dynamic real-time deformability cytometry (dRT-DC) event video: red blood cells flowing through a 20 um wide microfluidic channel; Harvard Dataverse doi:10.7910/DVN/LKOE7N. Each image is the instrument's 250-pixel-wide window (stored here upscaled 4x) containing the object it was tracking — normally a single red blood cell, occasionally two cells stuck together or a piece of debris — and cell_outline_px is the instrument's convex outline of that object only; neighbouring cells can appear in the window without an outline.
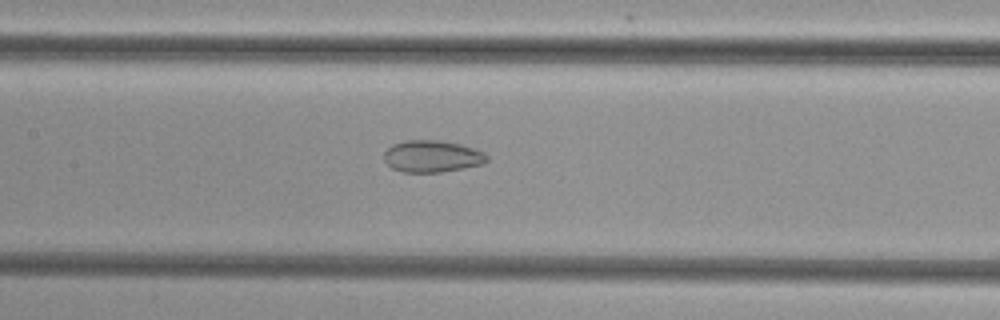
{"species": "common noctule bat (a hibernating species)", "species_latin": "Nyctalus noctula", "temperature_condition": "cold", "stored_images_in_passage": 49, "camera_frame_rate_fps": 3000, "um_per_image_px": 0.085, "animal": {"sex": "female", "body_mass_g": 29.2, "forearm_length_mm": 56.3}, "frame": {"image": 1, "passage_image": 22, "time_ms": 7.0, "image_size_px": [1000, 320], "cell_outline_px": [[488, 160], [484, 164], [464, 168], [440, 172], [400, 172], [392, 168], [384, 160], [384, 152], [392, 144], [404, 140], [440, 140], [460, 144], [484, 152], [488, 156]], "centroid_in_image_um": [36.72, 13.28], "position_along_channel_um": 170.7, "area_um2": 19.25}}
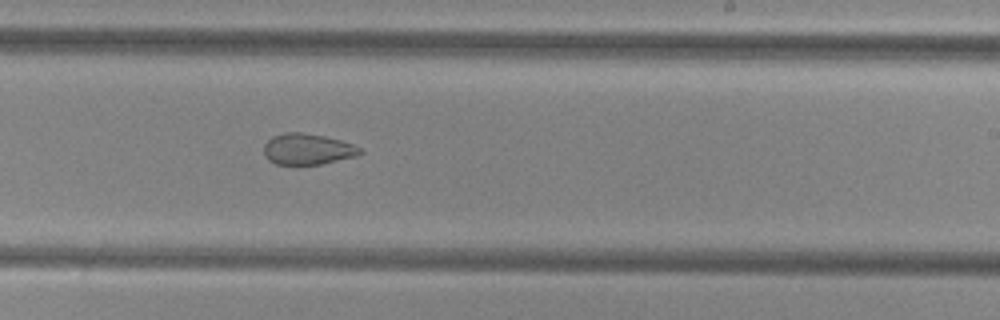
{"frame": {"image": 2, "passage_image": 29, "time_ms": 9.333, "image_size_px": [1000, 320], "cell_outline_px": [[364, 152], [356, 156], [320, 164], [276, 164], [268, 160], [264, 156], [264, 144], [272, 136], [284, 132], [300, 132], [324, 136], [340, 140], [352, 144], [360, 148]], "centroid_in_image_um": [26.11, 12.67], "position_along_channel_um": 262.9, "area_um2": 17.34}}
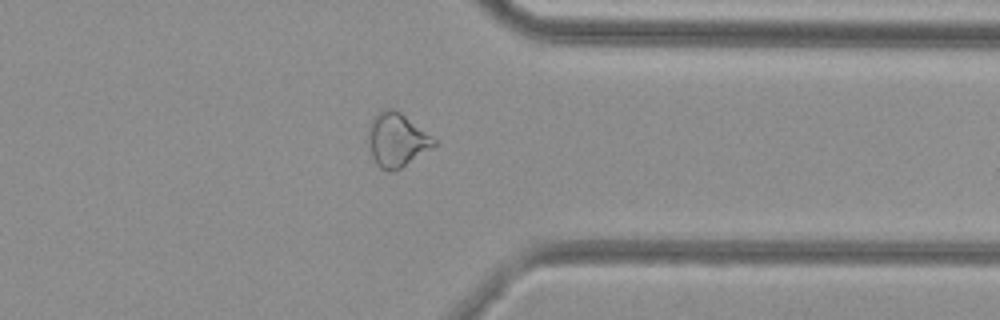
{"frame": {"image": 3, "passage_image": 38, "time_ms": 12.333, "image_size_px": [1000, 320], "cell_outline_px": [[436, 144], [432, 148], [400, 168], [392, 172], [388, 172], [380, 168], [376, 164], [372, 156], [368, 140], [368, 128], [372, 116], [384, 108], [392, 108], [400, 112], [436, 140]], "centroid_in_image_um": [33.68, 11.89], "position_along_channel_um": 377.7, "area_um2": 20.46}}